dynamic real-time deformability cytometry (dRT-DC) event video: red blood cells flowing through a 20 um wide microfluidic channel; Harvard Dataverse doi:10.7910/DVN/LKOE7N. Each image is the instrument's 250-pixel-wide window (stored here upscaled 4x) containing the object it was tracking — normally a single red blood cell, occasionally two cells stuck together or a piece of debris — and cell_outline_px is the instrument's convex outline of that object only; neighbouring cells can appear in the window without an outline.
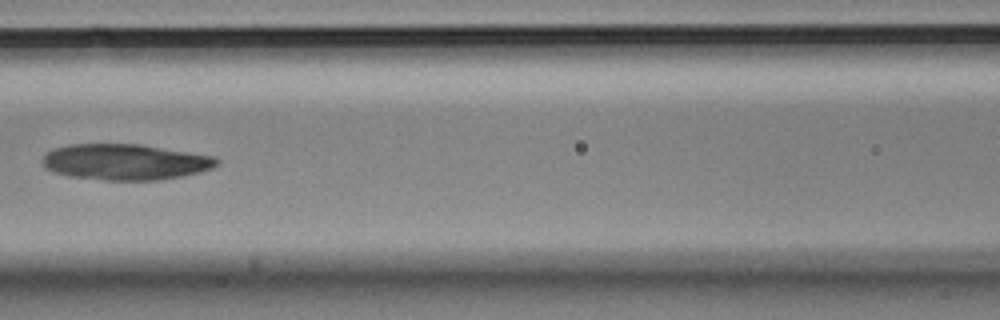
{"species": "Egyptian fruit bat (a non-hibernating species)", "species_latin": "Rousettus aegyptiacus", "temperature_condition": "cold", "stored_images_in_passage": 7, "camera_frame_rate_fps": 3000, "um_per_image_px": 0.085, "animal": {"sex": "male"}, "frame": {"image": 1, "passage_image": 7, "time_ms": 2.0, "image_size_px": [1000, 320], "cell_outline_px": [[220, 164], [212, 168], [200, 172], [184, 176], [156, 180], [104, 180], [68, 176], [44, 168], [44, 156], [52, 148], [68, 144], [140, 144], [212, 156], [220, 160]], "centroid_in_image_um": [10.65, 13.77], "position_along_channel_um": 155.9, "area_um2": 36.47}}